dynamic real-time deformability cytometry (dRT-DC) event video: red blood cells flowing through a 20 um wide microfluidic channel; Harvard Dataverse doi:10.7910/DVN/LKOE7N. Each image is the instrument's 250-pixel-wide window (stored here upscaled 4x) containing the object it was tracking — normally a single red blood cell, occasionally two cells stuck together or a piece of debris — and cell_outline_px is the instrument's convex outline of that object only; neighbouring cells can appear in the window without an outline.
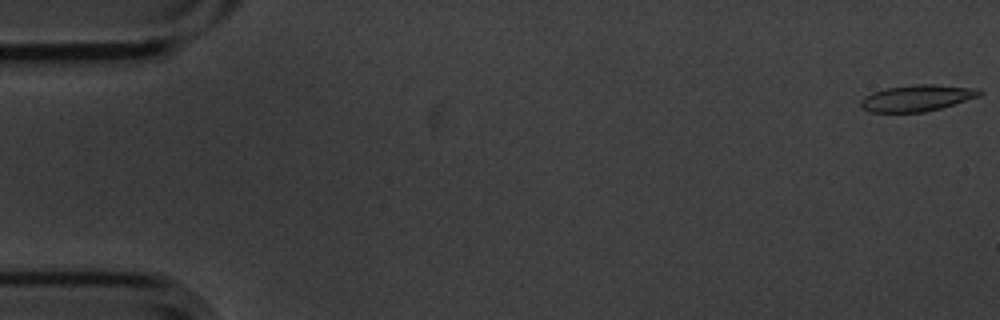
{"species": "common noctule bat (a hibernating species)", "species_latin": "Nyctalus noctula", "temperature_condition": "cold", "stored_images_in_passage": 7, "camera_frame_rate_fps": 3000, "um_per_image_px": 0.085, "animal": {"sex": "male", "body_mass_g": 20.1, "forearm_length_mm": 53.5}, "frame": {"image": 1, "passage_image": 1, "time_ms": 0.0, "image_size_px": [1000, 320], "cell_outline_px": [[984, 92], [980, 96], [940, 108], [924, 112], [872, 112], [864, 108], [860, 104], [860, 100], [864, 96], [872, 92], [884, 88], [912, 84], [936, 84], [972, 88]], "centroid_in_image_um": [77.92, 8.32], "position_along_channel_um": 7.1, "area_um2": 18.21}}
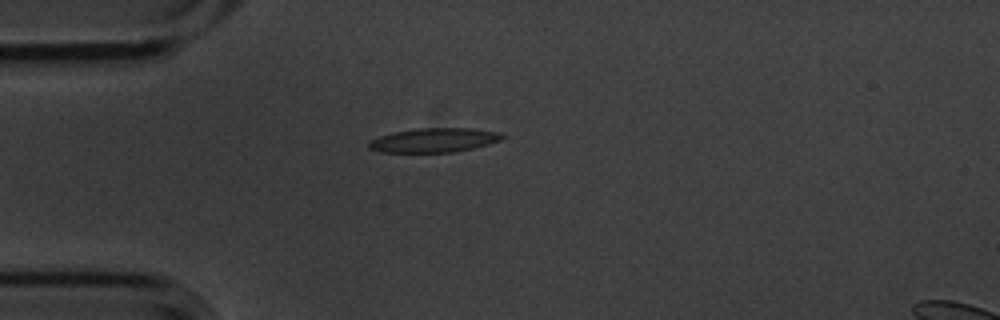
{"frame": {"image": 2, "passage_image": 5, "time_ms": 1.333, "image_size_px": [1000, 320], "cell_outline_px": [[508, 136], [500, 140], [488, 144], [472, 148], [452, 152], [380, 152], [368, 148], [368, 144], [372, 140], [380, 136], [392, 132], [416, 128], [472, 128], [500, 132]], "centroid_in_image_um": [36.92, 11.9], "position_along_channel_um": 48.1, "area_um2": 18.84}}
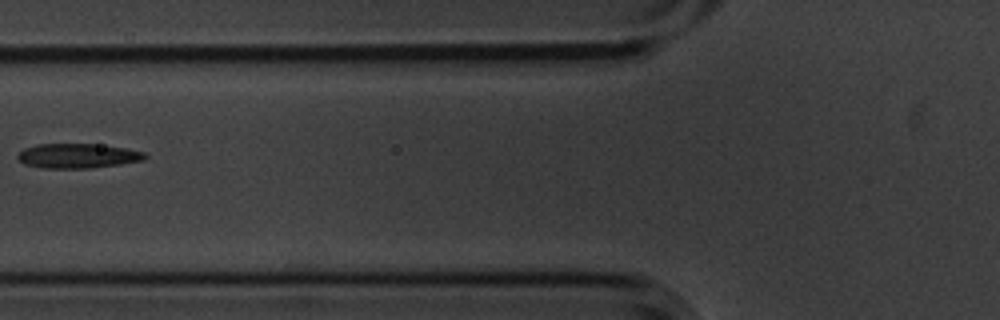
{"frame": {"image": 3, "passage_image": 7, "time_ms": 2.0, "image_size_px": [1000, 320], "cell_outline_px": [[148, 156], [144, 160], [120, 164], [88, 168], [44, 168], [24, 164], [16, 156], [24, 148], [36, 144], [92, 144], [124, 148], [144, 152]], "centroid_in_image_um": [6.59, 13.25], "position_along_channel_um": 119.2, "area_um2": 18.09}}